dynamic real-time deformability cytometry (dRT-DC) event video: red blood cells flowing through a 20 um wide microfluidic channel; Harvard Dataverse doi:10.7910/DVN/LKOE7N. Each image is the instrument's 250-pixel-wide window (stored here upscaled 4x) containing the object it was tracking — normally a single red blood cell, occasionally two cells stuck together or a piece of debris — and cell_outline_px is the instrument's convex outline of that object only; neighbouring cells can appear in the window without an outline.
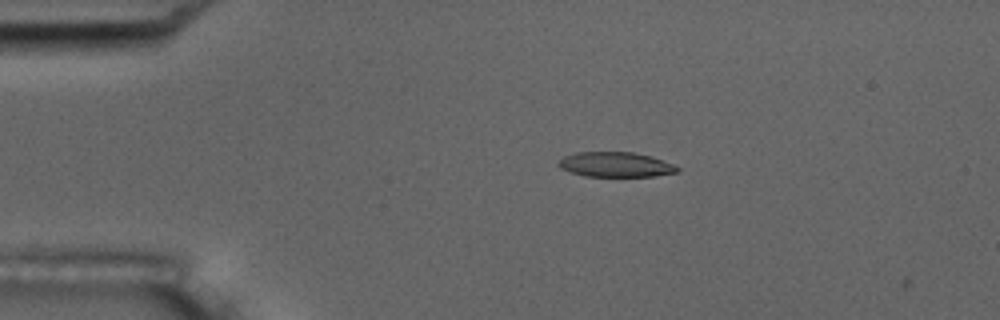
{"species": "common noctule bat (a hibernating species)", "species_latin": "Nyctalus noctula", "temperature_condition": "room temperature", "stored_images_in_passage": 3, "camera_frame_rate_fps": 3000, "um_per_image_px": 0.085, "animal": {"sex": "male", "body_mass_g": 17.5, "forearm_length_mm": 52.3}, "frame": {"image": 1, "passage_image": 1, "time_ms": 0.0, "image_size_px": [1000, 320], "cell_outline_px": [[680, 172], [656, 176], [584, 176], [560, 168], [556, 164], [564, 156], [576, 152], [632, 152], [652, 156], [672, 164], [680, 168]], "centroid_in_image_um": [52.34, 13.99], "position_along_channel_um": 32.7, "area_um2": 17.28}}